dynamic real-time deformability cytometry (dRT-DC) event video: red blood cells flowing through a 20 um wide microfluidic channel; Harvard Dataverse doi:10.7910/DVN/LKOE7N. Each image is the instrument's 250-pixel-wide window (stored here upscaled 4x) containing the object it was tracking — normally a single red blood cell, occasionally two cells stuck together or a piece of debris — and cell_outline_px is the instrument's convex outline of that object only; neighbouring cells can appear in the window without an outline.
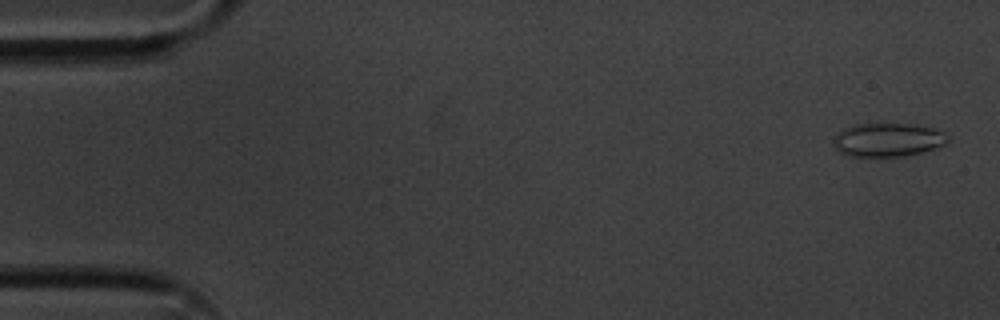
{"species": "common noctule bat (a hibernating species)", "species_latin": "Nyctalus noctula", "temperature_condition": "cold", "stored_images_in_passage": 48, "camera_frame_rate_fps": 3000, "um_per_image_px": 0.085, "animal": {"sex": "male", "body_mass_g": 20.1, "forearm_length_mm": 53.5}, "frame": {"image": 1, "passage_image": 2, "time_ms": 0.333, "image_size_px": [1000, 320], "cell_outline_px": [[948, 140], [944, 144], [936, 148], [904, 156], [852, 156], [840, 152], [832, 144], [832, 140], [844, 128], [856, 124], [916, 124], [932, 128], [944, 132], [948, 136]], "centroid_in_image_um": [75.47, 11.88], "position_along_channel_um": 9.5, "area_um2": 22.2}}
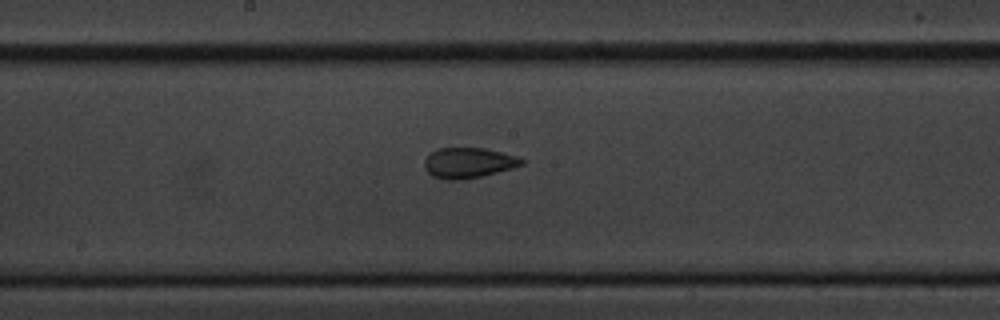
{"frame": {"image": 2, "passage_image": 29, "time_ms": 9.333, "image_size_px": [1000, 320], "cell_outline_px": [[524, 164], [512, 168], [480, 176], [456, 180], [444, 180], [432, 176], [424, 168], [424, 160], [436, 148], [484, 148], [516, 156], [524, 160]], "centroid_in_image_um": [39.78, 13.84], "position_along_channel_um": 208.4, "area_um2": 17.05}}
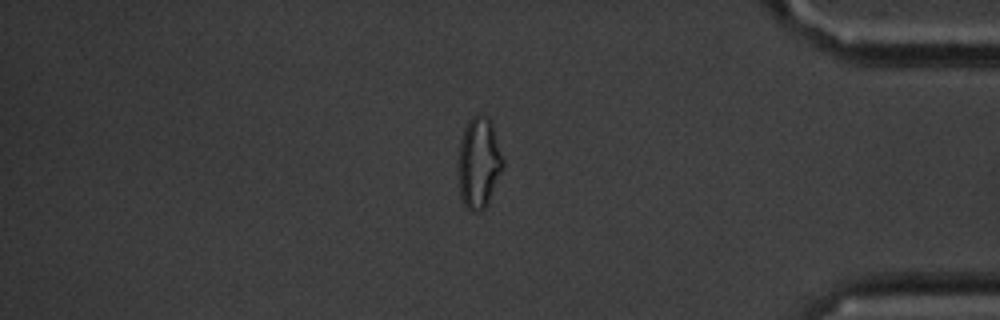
{"frame": {"image": 3, "passage_image": 47, "time_ms": 15.333, "image_size_px": [1000, 320], "cell_outline_px": [[504, 168], [488, 204], [480, 212], [472, 212], [464, 204], [460, 196], [460, 140], [464, 128], [468, 120], [472, 116], [480, 112], [488, 116], [492, 124], [504, 160]], "centroid_in_image_um": [40.74, 13.82], "position_along_channel_um": 394.5, "area_um2": 23.76}, "authors_computed_cell_mechanics": {"area_um2": 18.3515, "velocity_mm_per_s": 3.5838, "shape_relaxation_time_tau1_ms": 8.1568, "shape_relaxation_time_tau2_ms": 1.2932, "deformation_change_tau1": 0.1835, "deformation_change_tau2": 0.0784}}